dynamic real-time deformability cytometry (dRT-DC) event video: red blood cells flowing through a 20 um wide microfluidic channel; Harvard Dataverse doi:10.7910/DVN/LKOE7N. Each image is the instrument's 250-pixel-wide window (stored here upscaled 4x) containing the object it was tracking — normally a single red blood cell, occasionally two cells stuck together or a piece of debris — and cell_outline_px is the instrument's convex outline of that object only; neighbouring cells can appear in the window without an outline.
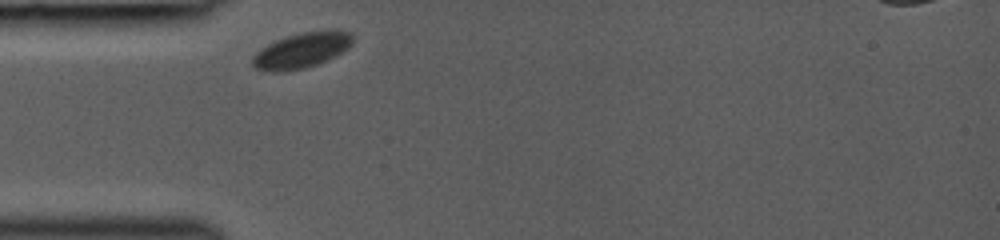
{"species": "common noctule bat (a hibernating species)", "species_latin": "Nyctalus noctula", "temperature_condition": "room temperature", "stored_images_in_passage": 27, "camera_frame_rate_fps": 3000, "um_per_image_px": 0.085, "animal": {"sex": "female", "body_mass_g": 19.0, "forearm_length_mm": 53.3}, "frame": {"image": 1, "passage_image": 1, "time_ms": 0.0, "image_size_px": [1000, 240], "cell_outline_px": [[352, 44], [348, 48], [336, 56], [316, 64], [304, 68], [256, 68], [252, 64], [252, 56], [260, 48], [276, 40], [300, 32], [348, 32], [352, 36]], "centroid_in_image_um": [25.65, 4.25], "position_along_channel_um": 59.3, "area_um2": 19.31}}
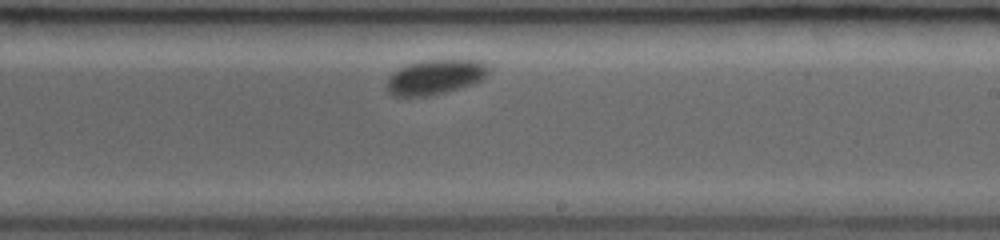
{"frame": {"image": 2, "passage_image": 16, "time_ms": 5.0, "image_size_px": [1000, 240], "cell_outline_px": [[492, 68], [480, 80], [472, 84], [460, 88], [428, 96], [392, 96], [388, 92], [388, 80], [400, 68], [408, 64], [424, 60], [480, 60]], "centroid_in_image_um": [37.03, 6.54], "position_along_channel_um": 252.0, "area_um2": 20.35}}
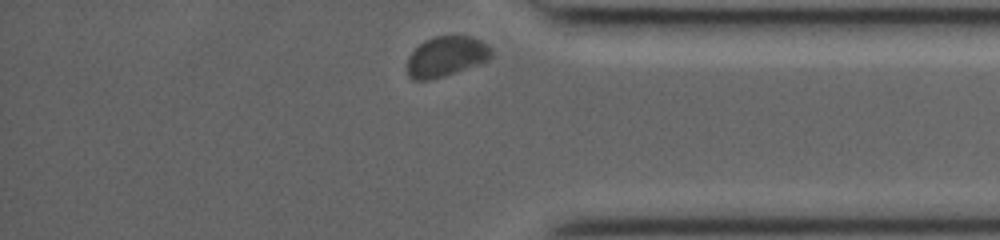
{"frame": {"image": 3, "passage_image": 27, "time_ms": 8.667, "image_size_px": [1000, 240], "cell_outline_px": [[492, 56], [488, 60], [428, 80], [412, 80], [408, 76], [408, 56], [424, 40], [436, 36], [468, 36], [480, 40], [492, 48]], "centroid_in_image_um": [37.91, 4.78], "position_along_channel_um": 397.3, "area_um2": 19.25}}